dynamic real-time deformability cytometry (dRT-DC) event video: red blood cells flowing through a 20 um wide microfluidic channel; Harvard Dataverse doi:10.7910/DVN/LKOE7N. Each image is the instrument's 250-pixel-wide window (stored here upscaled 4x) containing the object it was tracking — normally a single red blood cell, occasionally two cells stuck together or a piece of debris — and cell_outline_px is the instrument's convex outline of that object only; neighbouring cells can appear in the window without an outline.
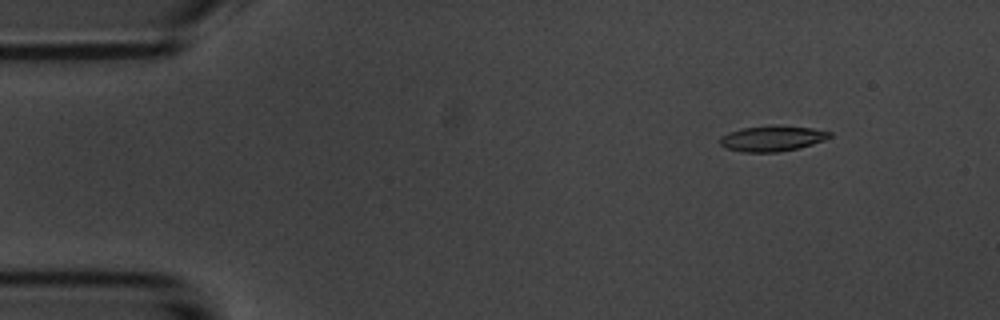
{"species": "common noctule bat (a hibernating species)", "species_latin": "Nyctalus noctula", "temperature_condition": "room temperature", "stored_images_in_passage": 4, "camera_frame_rate_fps": 3000, "um_per_image_px": 0.085, "animal": {"sex": "male", "body_mass_g": 20.1, "forearm_length_mm": 53.5}, "frame": {"image": 1, "passage_image": 2, "time_ms": 1.0, "image_size_px": [1000, 320], "cell_outline_px": [[832, 136], [824, 140], [800, 148], [776, 152], [744, 152], [728, 148], [720, 144], [720, 136], [728, 132], [740, 128], [776, 124], [780, 124], [812, 128], [832, 132]], "centroid_in_image_um": [65.65, 11.74], "position_along_channel_um": 19.3, "area_um2": 16.59}}